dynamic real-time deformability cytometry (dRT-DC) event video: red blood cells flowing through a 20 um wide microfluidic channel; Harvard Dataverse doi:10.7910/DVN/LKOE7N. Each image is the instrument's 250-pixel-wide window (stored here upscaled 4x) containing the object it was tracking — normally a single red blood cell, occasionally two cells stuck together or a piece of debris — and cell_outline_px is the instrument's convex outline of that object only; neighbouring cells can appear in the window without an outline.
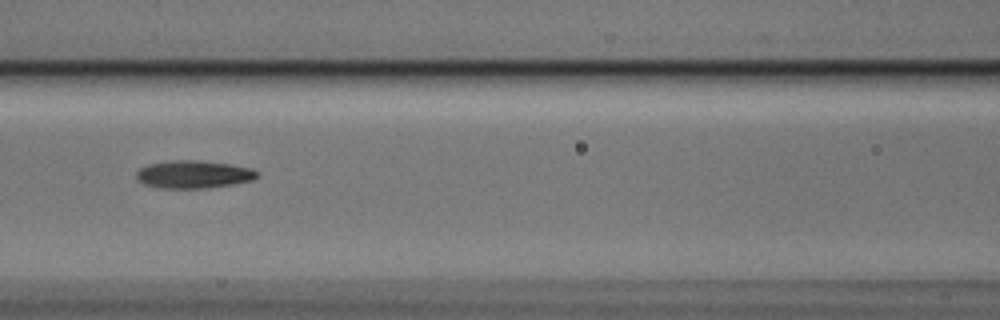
{"species": "Egyptian fruit bat (a non-hibernating species)", "species_latin": "Rousettus aegyptiacus", "temperature_condition": "cold", "stored_images_in_passage": 5, "camera_frame_rate_fps": 3000, "um_per_image_px": 0.085, "animal": {"sex": "male"}, "frame": {"image": 1, "passage_image": 3, "time_ms": 0.667, "image_size_px": [1000, 320], "cell_outline_px": [[260, 176], [252, 180], [236, 184], [208, 188], [160, 188], [144, 184], [136, 176], [136, 172], [140, 168], [148, 164], [172, 160], [200, 160], [228, 164], [252, 168], [260, 172]], "centroid_in_image_um": [16.5, 14.82], "position_along_channel_um": 150.1, "area_um2": 19.71}}
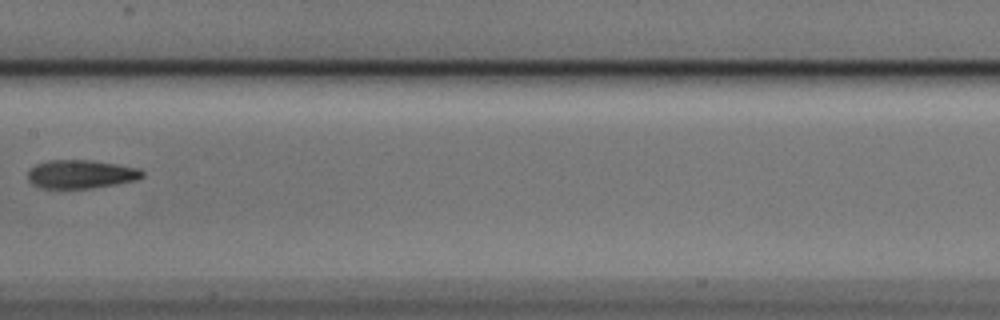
{"frame": {"image": 2, "passage_image": 4, "time_ms": 1.0, "image_size_px": [1000, 320], "cell_outline_px": [[144, 176], [136, 180], [116, 184], [92, 188], [40, 188], [32, 184], [28, 180], [28, 172], [36, 164], [48, 160], [92, 160], [140, 168], [144, 172]], "centroid_in_image_um": [6.89, 14.8], "position_along_channel_um": 200.5, "area_um2": 19.07}}
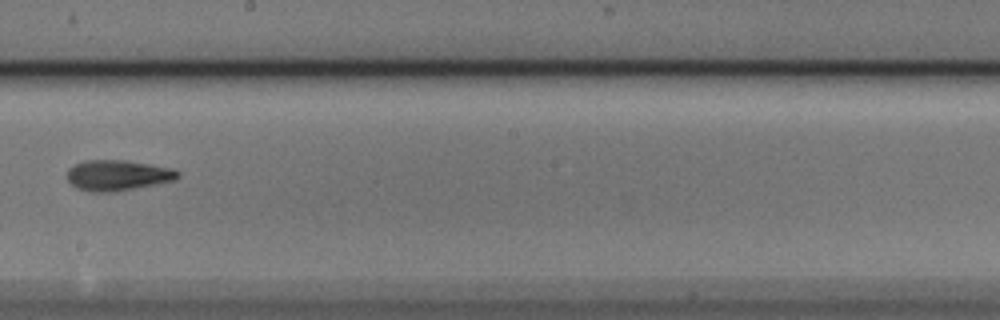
{"frame": {"image": 3, "passage_image": 5, "time_ms": 1.333, "image_size_px": [1000, 320], "cell_outline_px": [[180, 176], [176, 180], [116, 192], [92, 192], [76, 188], [68, 180], [68, 168], [84, 160], [124, 160], [172, 168], [180, 172]], "centroid_in_image_um": [10.02, 14.91], "position_along_channel_um": 238.2, "area_um2": 19.77}}